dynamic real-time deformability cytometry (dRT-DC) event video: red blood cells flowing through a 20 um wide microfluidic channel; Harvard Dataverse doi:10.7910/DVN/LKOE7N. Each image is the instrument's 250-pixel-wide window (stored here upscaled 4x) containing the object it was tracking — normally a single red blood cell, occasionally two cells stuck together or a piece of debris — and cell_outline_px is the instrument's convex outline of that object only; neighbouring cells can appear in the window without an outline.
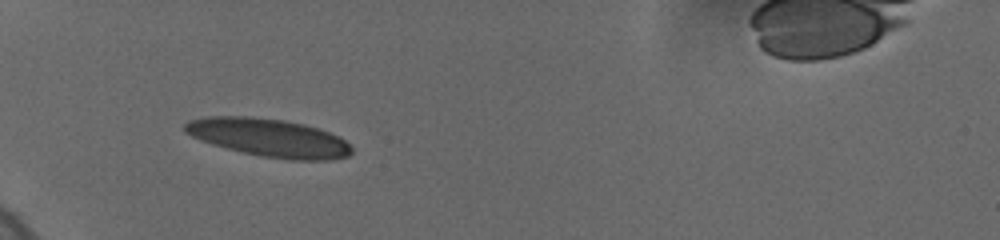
{"species": "human", "species_latin": "Homo sapiens", "temperature_condition": "cold", "stored_images_in_passage": 15, "camera_frame_rate_fps": 3000, "um_per_image_px": 0.085, "donor": {"sex": "female"}, "frame": {"image": 1, "passage_image": 1, "time_ms": 0.0, "image_size_px": [1000, 240], "cell_outline_px": [[352, 152], [348, 156], [332, 160], [288, 160], [260, 156], [212, 144], [200, 140], [184, 132], [184, 124], [188, 120], [208, 116], [248, 116], [284, 120], [304, 124], [340, 136], [352, 148]], "centroid_in_image_um": [22.85, 11.7], "position_along_channel_um": 62.1, "area_um2": 37.05}}
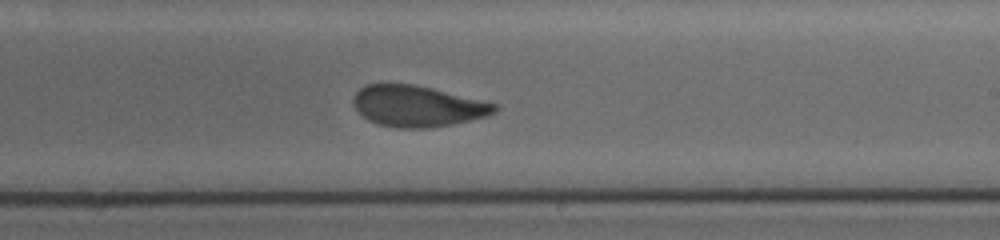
{"frame": {"image": 2, "passage_image": 9, "time_ms": 5.667, "image_size_px": [1000, 240], "cell_outline_px": [[500, 108], [496, 112], [488, 116], [452, 124], [428, 128], [396, 128], [376, 124], [368, 120], [352, 104], [352, 96], [360, 88], [368, 84], [412, 84], [432, 88], [496, 104]], "centroid_in_image_um": [35.47, 9.03], "position_along_channel_um": 253.5, "area_um2": 33.76}}
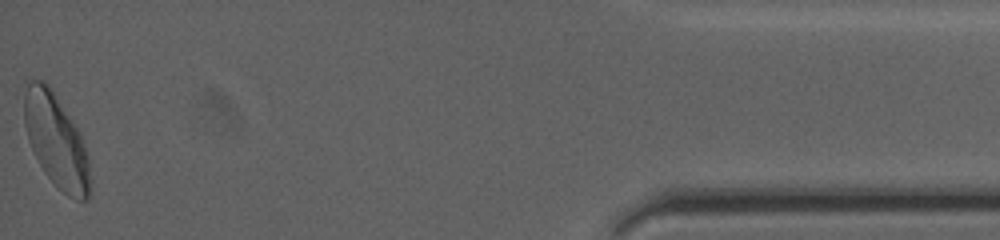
{"frame": {"image": 3, "passage_image": 15, "time_ms": 12.333, "image_size_px": [1000, 240], "cell_outline_px": [[92, 180], [88, 200], [80, 200], [68, 196], [56, 188], [44, 172], [28, 140], [24, 124], [24, 92], [28, 84], [32, 80], [44, 80], [48, 84], [80, 132], [88, 156]], "centroid_in_image_um": [4.8, 12.01], "position_along_channel_um": 430.4, "area_um2": 35.95}, "authors_computed_cell_mechanics": {"area_um2": 35.258, "velocity_mm_per_s": 3.6698, "shape_relaxation_time_tau1_ms": 4.4621, "shape_relaxation_time_tau2_ms": 1.2293, "deformation_change_tau1": 0.1385, "deformation_change_tau2": 0.0696}}